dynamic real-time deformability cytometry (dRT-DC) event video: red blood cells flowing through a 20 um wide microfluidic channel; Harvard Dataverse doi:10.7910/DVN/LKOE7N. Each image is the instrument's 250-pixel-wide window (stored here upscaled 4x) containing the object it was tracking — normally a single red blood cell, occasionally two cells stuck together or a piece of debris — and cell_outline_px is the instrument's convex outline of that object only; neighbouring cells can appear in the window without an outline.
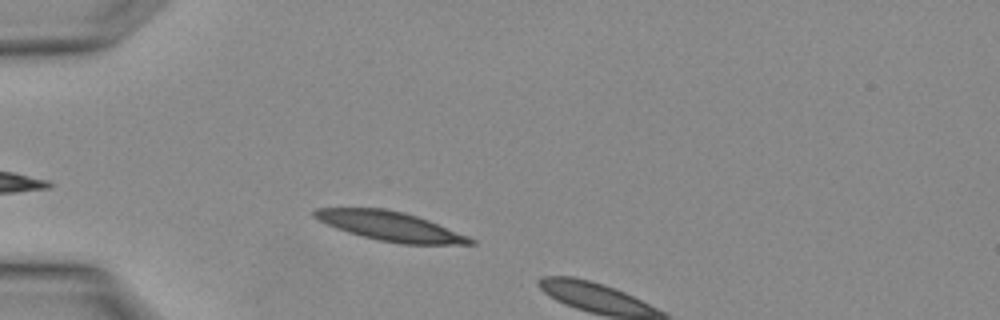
{"species": "Egyptian fruit bat (a non-hibernating species)", "species_latin": "Rousettus aegyptiacus", "temperature_condition": "warm", "stored_images_in_passage": 3, "camera_frame_rate_fps": 3000, "um_per_image_px": 0.085, "animal": {"sex": "female"}, "frame": {"image": 1, "passage_image": 2, "time_ms": 0.333, "image_size_px": [1000, 320], "cell_outline_px": [[476, 244], [404, 244], [380, 240], [348, 232], [336, 228], [312, 216], [312, 212], [316, 208], [384, 208], [404, 212], [428, 220], [468, 236], [476, 240]], "centroid_in_image_um": [33.18, 19.22], "position_along_channel_um": 51.8, "area_um2": 26.18}}